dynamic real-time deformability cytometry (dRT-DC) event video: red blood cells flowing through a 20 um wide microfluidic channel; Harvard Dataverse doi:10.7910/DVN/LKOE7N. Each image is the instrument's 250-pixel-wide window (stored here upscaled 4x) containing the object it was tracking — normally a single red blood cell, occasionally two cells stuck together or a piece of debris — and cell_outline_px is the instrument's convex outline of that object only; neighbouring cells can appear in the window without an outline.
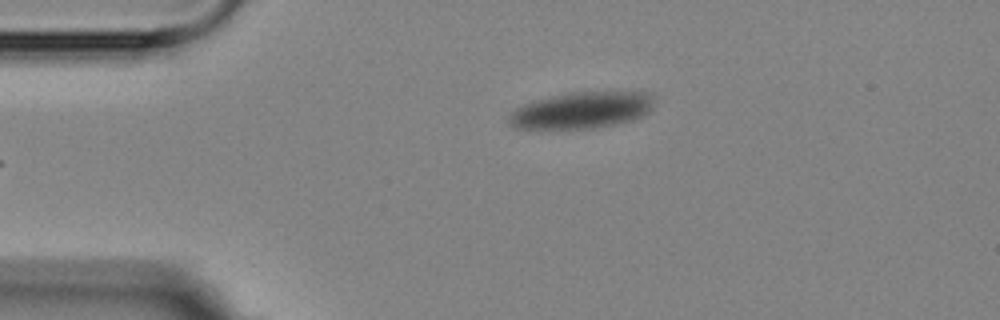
{"species": "Egyptian fruit bat (a non-hibernating species)", "species_latin": "Rousettus aegyptiacus", "temperature_condition": "room temperature", "stored_images_in_passage": 4, "camera_frame_rate_fps": 3000, "um_per_image_px": 0.085, "animal": {"sex": "female"}, "frame": {"image": 1, "passage_image": 4, "time_ms": 4.333, "image_size_px": [1000, 320], "cell_outline_px": [[656, 96], [652, 108], [648, 112], [632, 120], [616, 124], [596, 128], [516, 128], [508, 124], [508, 116], [516, 108], [524, 104], [536, 100], [568, 92], [652, 92]], "centroid_in_image_um": [49.48, 9.36], "position_along_channel_um": 35.5, "area_um2": 30.92}}